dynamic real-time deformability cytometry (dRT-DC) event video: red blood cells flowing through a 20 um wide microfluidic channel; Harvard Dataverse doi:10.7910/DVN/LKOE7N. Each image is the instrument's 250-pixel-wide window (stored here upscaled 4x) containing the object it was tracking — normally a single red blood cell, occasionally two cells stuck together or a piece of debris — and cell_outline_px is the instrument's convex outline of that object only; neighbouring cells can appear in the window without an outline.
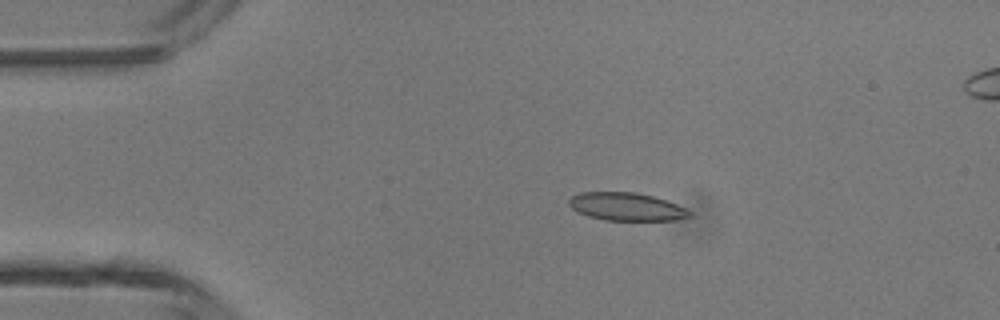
{"species": "common noctule bat (a hibernating species)", "species_latin": "Nyctalus noctula", "temperature_condition": "room temperature", "stored_images_in_passage": 3, "segment_of_instrument_passage": [1, 2], "camera_frame_rate_fps": 3000, "um_per_image_px": 0.085, "animal": {"sex": "male", "body_mass_g": 13.3}, "frame": {"image": 1, "passage_image": 1, "time_ms": 0.0, "image_size_px": [1000, 320], "cell_outline_px": [[692, 216], [676, 220], [604, 220], [588, 216], [572, 208], [568, 204], [568, 200], [572, 196], [580, 192], [636, 192], [652, 196], [676, 204], [692, 212]], "centroid_in_image_um": [53.24, 17.57], "position_along_channel_um": 31.8, "area_um2": 19.54}}